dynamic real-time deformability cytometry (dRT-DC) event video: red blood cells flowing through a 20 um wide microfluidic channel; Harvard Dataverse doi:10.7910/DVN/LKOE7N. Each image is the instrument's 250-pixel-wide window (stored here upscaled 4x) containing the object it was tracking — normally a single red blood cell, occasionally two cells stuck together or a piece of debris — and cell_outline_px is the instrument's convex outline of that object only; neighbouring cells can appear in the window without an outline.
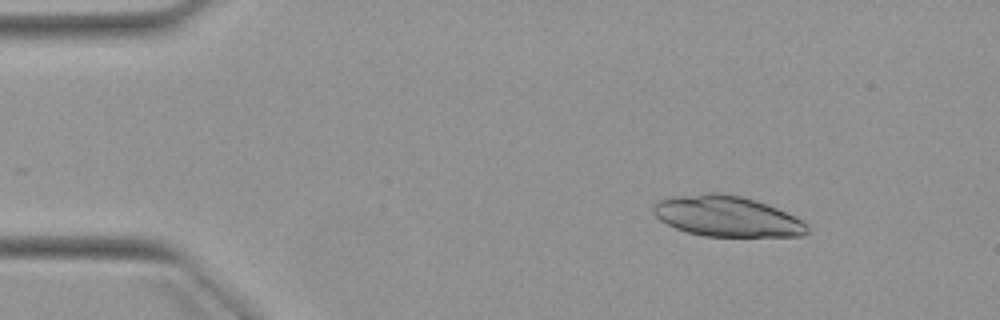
{"species": "Egyptian fruit bat (a non-hibernating species)", "species_latin": "Rousettus aegyptiacus", "temperature_condition": "warm", "stored_images_in_passage": 4, "camera_frame_rate_fps": 3000, "um_per_image_px": 0.085, "animal": {"sex": "female"}, "frame": {"image": 1, "passage_image": 2, "time_ms": 1.333, "image_size_px": [1000, 320], "cell_outline_px": [[808, 232], [804, 236], [704, 236], [688, 232], [676, 228], [660, 220], [652, 212], [652, 208], [660, 200], [672, 196], [704, 192], [720, 192], [740, 196], [756, 200], [776, 208], [808, 224]], "centroid_in_image_um": [61.76, 18.37], "position_along_channel_um": 23.2, "area_um2": 36.3}}